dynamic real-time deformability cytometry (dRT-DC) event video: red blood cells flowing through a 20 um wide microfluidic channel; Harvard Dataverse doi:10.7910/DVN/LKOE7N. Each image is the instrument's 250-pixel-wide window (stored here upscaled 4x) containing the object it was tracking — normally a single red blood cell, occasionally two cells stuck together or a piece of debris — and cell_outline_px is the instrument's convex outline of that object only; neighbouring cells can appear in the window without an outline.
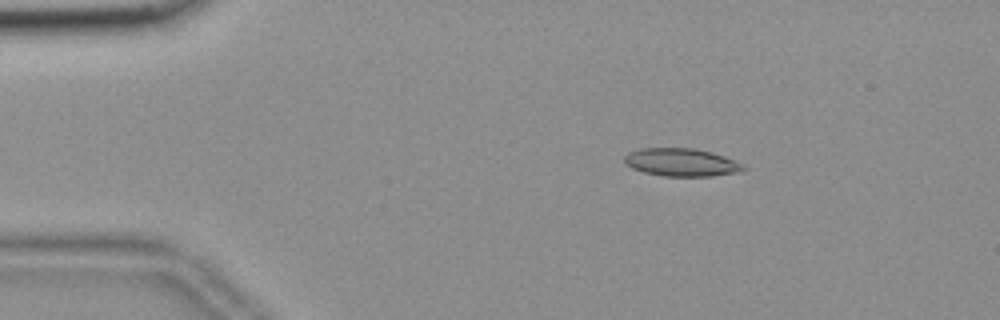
{"species": "common noctule bat (a hibernating species)", "species_latin": "Nyctalus noctula", "temperature_condition": "room temperature", "stored_images_in_passage": 47, "camera_frame_rate_fps": 3000, "um_per_image_px": 0.085, "animal": {"sex": "female", "body_mass_g": 18.4}, "frame": {"image": 1, "passage_image": 1, "time_ms": 0.0, "image_size_px": [1000, 320], "cell_outline_px": [[748, 168], [740, 172], [712, 176], [664, 176], [644, 172], [632, 168], [624, 164], [624, 156], [628, 152], [640, 148], [692, 148], [712, 152], [724, 156], [744, 164]], "centroid_in_image_um": [57.93, 13.8], "position_along_channel_um": 27.1, "area_um2": 19.54}}
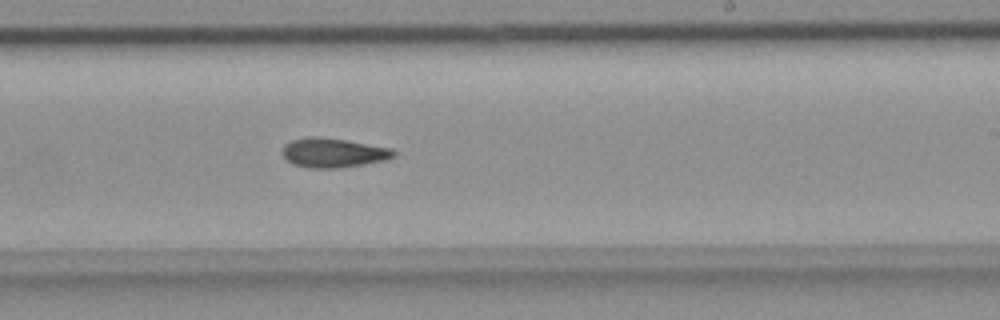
{"frame": {"image": 2, "passage_image": 25, "time_ms": 8.0, "image_size_px": [1000, 320], "cell_outline_px": [[396, 156], [384, 160], [364, 164], [336, 168], [312, 168], [296, 164], [288, 160], [280, 152], [284, 144], [292, 140], [308, 136], [316, 136], [348, 140], [392, 148], [396, 152]], "centroid_in_image_um": [28.33, 12.96], "position_along_channel_um": 260.7, "area_um2": 19.07}}
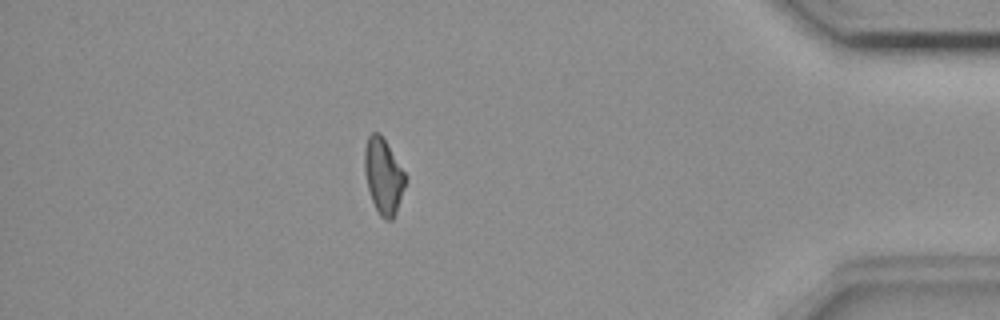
{"frame": {"image": 3, "passage_image": 40, "time_ms": 13.0, "image_size_px": [1000, 320], "cell_outline_px": [[408, 176], [396, 212], [392, 220], [384, 220], [380, 216], [372, 200], [368, 188], [364, 172], [364, 148], [368, 136], [372, 132], [380, 132]], "centroid_in_image_um": [32.59, 14.94], "position_along_channel_um": 402.6, "area_um2": 18.15}}